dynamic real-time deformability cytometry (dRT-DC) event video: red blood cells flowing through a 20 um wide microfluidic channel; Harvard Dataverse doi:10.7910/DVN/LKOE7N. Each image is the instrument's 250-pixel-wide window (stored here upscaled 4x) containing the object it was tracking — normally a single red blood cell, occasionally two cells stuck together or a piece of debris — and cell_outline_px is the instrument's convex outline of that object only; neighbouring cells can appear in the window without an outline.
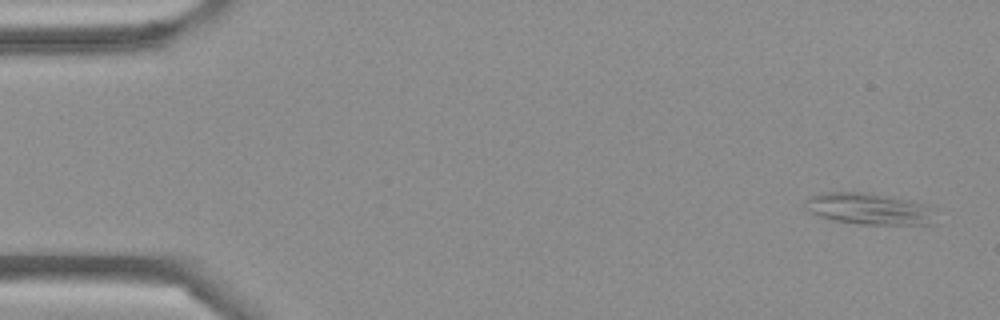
{"species": "Egyptian fruit bat (a non-hibernating species)", "species_latin": "Rousettus aegyptiacus", "temperature_condition": "cold", "stored_images_in_passage": 5, "camera_frame_rate_fps": 3000, "um_per_image_px": 0.085, "frame": {"image": 1, "passage_image": 1, "time_ms": 0.0, "image_size_px": [1000, 320], "cell_outline_px": [[936, 224], [860, 224], [832, 220], [808, 212], [804, 208], [804, 200], [812, 196], [824, 192], [864, 192], [912, 200], [928, 204], [936, 208]], "centroid_in_image_um": [73.94, 17.75], "position_along_channel_um": 11.1, "area_um2": 24.45}}
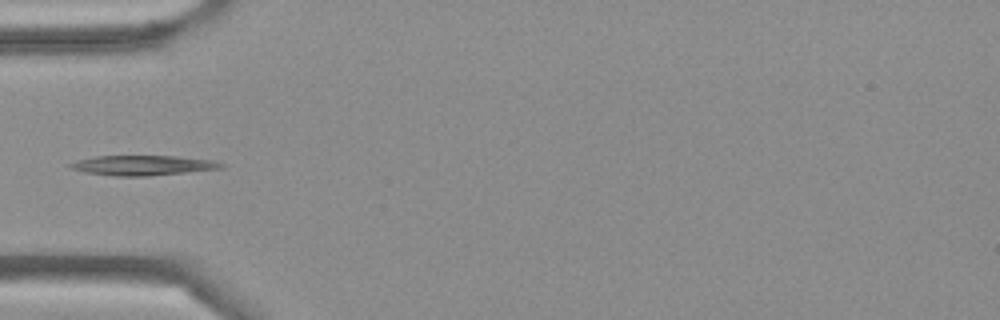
{"frame": {"image": 2, "passage_image": 4, "time_ms": 1.0, "image_size_px": [1000, 320], "cell_outline_px": [[224, 168], [148, 176], [116, 176], [84, 172], [68, 168], [68, 164], [76, 160], [96, 156], [176, 156], [216, 160], [224, 164]], "centroid_in_image_um": [12.13, 14.05], "position_along_channel_um": 72.9, "area_um2": 17.63}}